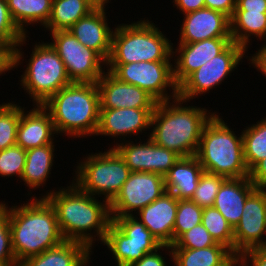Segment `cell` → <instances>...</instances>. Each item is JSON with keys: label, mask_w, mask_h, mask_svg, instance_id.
Masks as SVG:
<instances>
[{"label": "cell", "mask_w": 266, "mask_h": 266, "mask_svg": "<svg viewBox=\"0 0 266 266\" xmlns=\"http://www.w3.org/2000/svg\"><path fill=\"white\" fill-rule=\"evenodd\" d=\"M15 50L16 48L0 46V75H6V71L15 69Z\"/></svg>", "instance_id": "obj_44"}, {"label": "cell", "mask_w": 266, "mask_h": 266, "mask_svg": "<svg viewBox=\"0 0 266 266\" xmlns=\"http://www.w3.org/2000/svg\"><path fill=\"white\" fill-rule=\"evenodd\" d=\"M153 22L143 19L113 28L111 52L106 64L171 61L173 43Z\"/></svg>", "instance_id": "obj_6"}, {"label": "cell", "mask_w": 266, "mask_h": 266, "mask_svg": "<svg viewBox=\"0 0 266 266\" xmlns=\"http://www.w3.org/2000/svg\"><path fill=\"white\" fill-rule=\"evenodd\" d=\"M266 189H255L246 199L234 228V254L266 247ZM265 235V236H264Z\"/></svg>", "instance_id": "obj_14"}, {"label": "cell", "mask_w": 266, "mask_h": 266, "mask_svg": "<svg viewBox=\"0 0 266 266\" xmlns=\"http://www.w3.org/2000/svg\"><path fill=\"white\" fill-rule=\"evenodd\" d=\"M242 130L244 159L249 172L266 158V117Z\"/></svg>", "instance_id": "obj_31"}, {"label": "cell", "mask_w": 266, "mask_h": 266, "mask_svg": "<svg viewBox=\"0 0 266 266\" xmlns=\"http://www.w3.org/2000/svg\"><path fill=\"white\" fill-rule=\"evenodd\" d=\"M203 208L190 199H178L176 220L173 228V244L186 231L201 224Z\"/></svg>", "instance_id": "obj_35"}, {"label": "cell", "mask_w": 266, "mask_h": 266, "mask_svg": "<svg viewBox=\"0 0 266 266\" xmlns=\"http://www.w3.org/2000/svg\"><path fill=\"white\" fill-rule=\"evenodd\" d=\"M255 189L249 177L226 179L219 188L213 207L234 229L240 222L247 197Z\"/></svg>", "instance_id": "obj_23"}, {"label": "cell", "mask_w": 266, "mask_h": 266, "mask_svg": "<svg viewBox=\"0 0 266 266\" xmlns=\"http://www.w3.org/2000/svg\"><path fill=\"white\" fill-rule=\"evenodd\" d=\"M104 241L117 266H130L162 245L135 216L111 217Z\"/></svg>", "instance_id": "obj_9"}, {"label": "cell", "mask_w": 266, "mask_h": 266, "mask_svg": "<svg viewBox=\"0 0 266 266\" xmlns=\"http://www.w3.org/2000/svg\"><path fill=\"white\" fill-rule=\"evenodd\" d=\"M39 198L30 197L29 203L8 208L12 249L18 264L65 241L54 207L46 198Z\"/></svg>", "instance_id": "obj_2"}, {"label": "cell", "mask_w": 266, "mask_h": 266, "mask_svg": "<svg viewBox=\"0 0 266 266\" xmlns=\"http://www.w3.org/2000/svg\"><path fill=\"white\" fill-rule=\"evenodd\" d=\"M27 37L29 36L24 35L12 20L7 0H0V46L16 48L15 68L22 64L21 61L24 60L20 46H24Z\"/></svg>", "instance_id": "obj_32"}, {"label": "cell", "mask_w": 266, "mask_h": 266, "mask_svg": "<svg viewBox=\"0 0 266 266\" xmlns=\"http://www.w3.org/2000/svg\"><path fill=\"white\" fill-rule=\"evenodd\" d=\"M231 42L232 38H210L189 44H178L176 49L173 48L174 80L177 86L179 87L199 67L220 54Z\"/></svg>", "instance_id": "obj_19"}, {"label": "cell", "mask_w": 266, "mask_h": 266, "mask_svg": "<svg viewBox=\"0 0 266 266\" xmlns=\"http://www.w3.org/2000/svg\"><path fill=\"white\" fill-rule=\"evenodd\" d=\"M91 260L89 259L83 266H87Z\"/></svg>", "instance_id": "obj_50"}, {"label": "cell", "mask_w": 266, "mask_h": 266, "mask_svg": "<svg viewBox=\"0 0 266 266\" xmlns=\"http://www.w3.org/2000/svg\"><path fill=\"white\" fill-rule=\"evenodd\" d=\"M247 50L231 42L220 54L193 72L179 87L178 97L187 103L221 85L237 69Z\"/></svg>", "instance_id": "obj_12"}, {"label": "cell", "mask_w": 266, "mask_h": 266, "mask_svg": "<svg viewBox=\"0 0 266 266\" xmlns=\"http://www.w3.org/2000/svg\"><path fill=\"white\" fill-rule=\"evenodd\" d=\"M167 250L174 266H238V256L220 243L200 249L168 246Z\"/></svg>", "instance_id": "obj_24"}, {"label": "cell", "mask_w": 266, "mask_h": 266, "mask_svg": "<svg viewBox=\"0 0 266 266\" xmlns=\"http://www.w3.org/2000/svg\"><path fill=\"white\" fill-rule=\"evenodd\" d=\"M266 41V39L264 40ZM265 44H262L261 46L266 50V42H264Z\"/></svg>", "instance_id": "obj_49"}, {"label": "cell", "mask_w": 266, "mask_h": 266, "mask_svg": "<svg viewBox=\"0 0 266 266\" xmlns=\"http://www.w3.org/2000/svg\"><path fill=\"white\" fill-rule=\"evenodd\" d=\"M165 249H168V245H162L154 252L146 254L140 260L133 262L130 266H168V264L165 261L166 256L163 257L162 252L159 251V250L163 251Z\"/></svg>", "instance_id": "obj_41"}, {"label": "cell", "mask_w": 266, "mask_h": 266, "mask_svg": "<svg viewBox=\"0 0 266 266\" xmlns=\"http://www.w3.org/2000/svg\"><path fill=\"white\" fill-rule=\"evenodd\" d=\"M205 8L219 11L231 19L235 12L236 0H205Z\"/></svg>", "instance_id": "obj_42"}, {"label": "cell", "mask_w": 266, "mask_h": 266, "mask_svg": "<svg viewBox=\"0 0 266 266\" xmlns=\"http://www.w3.org/2000/svg\"><path fill=\"white\" fill-rule=\"evenodd\" d=\"M8 206L5 201L0 202V263L3 266H18L12 249Z\"/></svg>", "instance_id": "obj_38"}, {"label": "cell", "mask_w": 266, "mask_h": 266, "mask_svg": "<svg viewBox=\"0 0 266 266\" xmlns=\"http://www.w3.org/2000/svg\"><path fill=\"white\" fill-rule=\"evenodd\" d=\"M42 106L49 112L57 135L64 133L70 138L95 136L100 115L96 83L72 82Z\"/></svg>", "instance_id": "obj_4"}, {"label": "cell", "mask_w": 266, "mask_h": 266, "mask_svg": "<svg viewBox=\"0 0 266 266\" xmlns=\"http://www.w3.org/2000/svg\"><path fill=\"white\" fill-rule=\"evenodd\" d=\"M94 8L86 0H53L51 16L45 25L46 30H68Z\"/></svg>", "instance_id": "obj_30"}, {"label": "cell", "mask_w": 266, "mask_h": 266, "mask_svg": "<svg viewBox=\"0 0 266 266\" xmlns=\"http://www.w3.org/2000/svg\"><path fill=\"white\" fill-rule=\"evenodd\" d=\"M14 103L13 101L0 104V150L16 145L21 106Z\"/></svg>", "instance_id": "obj_34"}, {"label": "cell", "mask_w": 266, "mask_h": 266, "mask_svg": "<svg viewBox=\"0 0 266 266\" xmlns=\"http://www.w3.org/2000/svg\"><path fill=\"white\" fill-rule=\"evenodd\" d=\"M266 266V249H250L238 256V266Z\"/></svg>", "instance_id": "obj_40"}, {"label": "cell", "mask_w": 266, "mask_h": 266, "mask_svg": "<svg viewBox=\"0 0 266 266\" xmlns=\"http://www.w3.org/2000/svg\"><path fill=\"white\" fill-rule=\"evenodd\" d=\"M100 109L156 108L158 101L147 91L117 79L110 71L97 81Z\"/></svg>", "instance_id": "obj_16"}, {"label": "cell", "mask_w": 266, "mask_h": 266, "mask_svg": "<svg viewBox=\"0 0 266 266\" xmlns=\"http://www.w3.org/2000/svg\"><path fill=\"white\" fill-rule=\"evenodd\" d=\"M179 44H189L210 38H231L230 18L208 8L184 14Z\"/></svg>", "instance_id": "obj_18"}, {"label": "cell", "mask_w": 266, "mask_h": 266, "mask_svg": "<svg viewBox=\"0 0 266 266\" xmlns=\"http://www.w3.org/2000/svg\"><path fill=\"white\" fill-rule=\"evenodd\" d=\"M173 65L171 61L106 64L108 71L117 79L147 91L158 102L169 101L178 97V86L174 80ZM167 88L169 91L170 89L173 90L172 93L169 94Z\"/></svg>", "instance_id": "obj_10"}, {"label": "cell", "mask_w": 266, "mask_h": 266, "mask_svg": "<svg viewBox=\"0 0 266 266\" xmlns=\"http://www.w3.org/2000/svg\"><path fill=\"white\" fill-rule=\"evenodd\" d=\"M177 207L178 198L165 191L158 199L133 216L145 225L161 245L172 246Z\"/></svg>", "instance_id": "obj_20"}, {"label": "cell", "mask_w": 266, "mask_h": 266, "mask_svg": "<svg viewBox=\"0 0 266 266\" xmlns=\"http://www.w3.org/2000/svg\"><path fill=\"white\" fill-rule=\"evenodd\" d=\"M225 180L222 176L204 171L190 200L202 208L213 207L219 188Z\"/></svg>", "instance_id": "obj_36"}, {"label": "cell", "mask_w": 266, "mask_h": 266, "mask_svg": "<svg viewBox=\"0 0 266 266\" xmlns=\"http://www.w3.org/2000/svg\"><path fill=\"white\" fill-rule=\"evenodd\" d=\"M26 163V150L18 145L0 150V175L1 177L22 178Z\"/></svg>", "instance_id": "obj_37"}, {"label": "cell", "mask_w": 266, "mask_h": 266, "mask_svg": "<svg viewBox=\"0 0 266 266\" xmlns=\"http://www.w3.org/2000/svg\"><path fill=\"white\" fill-rule=\"evenodd\" d=\"M33 106L27 112L21 107L16 145L24 150L53 144L54 134L57 135L49 112L42 105Z\"/></svg>", "instance_id": "obj_21"}, {"label": "cell", "mask_w": 266, "mask_h": 266, "mask_svg": "<svg viewBox=\"0 0 266 266\" xmlns=\"http://www.w3.org/2000/svg\"><path fill=\"white\" fill-rule=\"evenodd\" d=\"M173 3L182 14L205 8V0H173Z\"/></svg>", "instance_id": "obj_46"}, {"label": "cell", "mask_w": 266, "mask_h": 266, "mask_svg": "<svg viewBox=\"0 0 266 266\" xmlns=\"http://www.w3.org/2000/svg\"><path fill=\"white\" fill-rule=\"evenodd\" d=\"M49 34L52 35L49 44L64 62L71 82L97 83L105 72L106 61L96 51L82 45L69 30Z\"/></svg>", "instance_id": "obj_11"}, {"label": "cell", "mask_w": 266, "mask_h": 266, "mask_svg": "<svg viewBox=\"0 0 266 266\" xmlns=\"http://www.w3.org/2000/svg\"><path fill=\"white\" fill-rule=\"evenodd\" d=\"M249 179L257 189H266V158L249 172Z\"/></svg>", "instance_id": "obj_43"}, {"label": "cell", "mask_w": 266, "mask_h": 266, "mask_svg": "<svg viewBox=\"0 0 266 266\" xmlns=\"http://www.w3.org/2000/svg\"><path fill=\"white\" fill-rule=\"evenodd\" d=\"M106 9H94L68 30L87 48L96 51L105 61L111 52L113 29L109 27Z\"/></svg>", "instance_id": "obj_22"}, {"label": "cell", "mask_w": 266, "mask_h": 266, "mask_svg": "<svg viewBox=\"0 0 266 266\" xmlns=\"http://www.w3.org/2000/svg\"><path fill=\"white\" fill-rule=\"evenodd\" d=\"M94 9H105L110 1L108 0H86Z\"/></svg>", "instance_id": "obj_48"}, {"label": "cell", "mask_w": 266, "mask_h": 266, "mask_svg": "<svg viewBox=\"0 0 266 266\" xmlns=\"http://www.w3.org/2000/svg\"><path fill=\"white\" fill-rule=\"evenodd\" d=\"M54 146L56 145L53 143L26 150V163L21 179L29 189L35 190L46 184L54 164Z\"/></svg>", "instance_id": "obj_27"}, {"label": "cell", "mask_w": 266, "mask_h": 266, "mask_svg": "<svg viewBox=\"0 0 266 266\" xmlns=\"http://www.w3.org/2000/svg\"><path fill=\"white\" fill-rule=\"evenodd\" d=\"M231 22V38L248 51L250 37L266 39V12L235 11Z\"/></svg>", "instance_id": "obj_29"}, {"label": "cell", "mask_w": 266, "mask_h": 266, "mask_svg": "<svg viewBox=\"0 0 266 266\" xmlns=\"http://www.w3.org/2000/svg\"><path fill=\"white\" fill-rule=\"evenodd\" d=\"M114 148L125 160L131 172H149L164 176L181 158L176 152L156 145L148 136L147 142L120 141ZM128 142V143H127Z\"/></svg>", "instance_id": "obj_15"}, {"label": "cell", "mask_w": 266, "mask_h": 266, "mask_svg": "<svg viewBox=\"0 0 266 266\" xmlns=\"http://www.w3.org/2000/svg\"><path fill=\"white\" fill-rule=\"evenodd\" d=\"M235 11L266 12V0H236Z\"/></svg>", "instance_id": "obj_45"}, {"label": "cell", "mask_w": 266, "mask_h": 266, "mask_svg": "<svg viewBox=\"0 0 266 266\" xmlns=\"http://www.w3.org/2000/svg\"><path fill=\"white\" fill-rule=\"evenodd\" d=\"M165 191L164 176L143 171L131 172L120 192L109 203L111 217L133 216Z\"/></svg>", "instance_id": "obj_13"}, {"label": "cell", "mask_w": 266, "mask_h": 266, "mask_svg": "<svg viewBox=\"0 0 266 266\" xmlns=\"http://www.w3.org/2000/svg\"><path fill=\"white\" fill-rule=\"evenodd\" d=\"M66 188L50 190L42 198L54 207L65 241L83 243L92 251L96 239L102 244L112 221L109 202L97 200L98 197L81 190L73 181ZM92 230L96 232L94 235Z\"/></svg>", "instance_id": "obj_1"}, {"label": "cell", "mask_w": 266, "mask_h": 266, "mask_svg": "<svg viewBox=\"0 0 266 266\" xmlns=\"http://www.w3.org/2000/svg\"><path fill=\"white\" fill-rule=\"evenodd\" d=\"M155 108L100 109L96 136L119 137L122 141L151 127V117ZM125 136V137H124Z\"/></svg>", "instance_id": "obj_17"}, {"label": "cell", "mask_w": 266, "mask_h": 266, "mask_svg": "<svg viewBox=\"0 0 266 266\" xmlns=\"http://www.w3.org/2000/svg\"><path fill=\"white\" fill-rule=\"evenodd\" d=\"M254 55L249 58V62L266 77V50L261 46Z\"/></svg>", "instance_id": "obj_47"}, {"label": "cell", "mask_w": 266, "mask_h": 266, "mask_svg": "<svg viewBox=\"0 0 266 266\" xmlns=\"http://www.w3.org/2000/svg\"><path fill=\"white\" fill-rule=\"evenodd\" d=\"M92 251L83 243L64 241L55 248L26 258L18 266H83Z\"/></svg>", "instance_id": "obj_26"}, {"label": "cell", "mask_w": 266, "mask_h": 266, "mask_svg": "<svg viewBox=\"0 0 266 266\" xmlns=\"http://www.w3.org/2000/svg\"><path fill=\"white\" fill-rule=\"evenodd\" d=\"M26 70L21 75V88L33 99L34 105H43L60 89L71 84L64 62L49 42L33 45Z\"/></svg>", "instance_id": "obj_8"}, {"label": "cell", "mask_w": 266, "mask_h": 266, "mask_svg": "<svg viewBox=\"0 0 266 266\" xmlns=\"http://www.w3.org/2000/svg\"><path fill=\"white\" fill-rule=\"evenodd\" d=\"M239 135L236 136L217 112L212 116L203 128L195 155L204 171L226 179L249 177L242 134Z\"/></svg>", "instance_id": "obj_5"}, {"label": "cell", "mask_w": 266, "mask_h": 266, "mask_svg": "<svg viewBox=\"0 0 266 266\" xmlns=\"http://www.w3.org/2000/svg\"><path fill=\"white\" fill-rule=\"evenodd\" d=\"M53 0H7L12 20L26 35L28 25L41 24L45 27L52 11Z\"/></svg>", "instance_id": "obj_28"}, {"label": "cell", "mask_w": 266, "mask_h": 266, "mask_svg": "<svg viewBox=\"0 0 266 266\" xmlns=\"http://www.w3.org/2000/svg\"><path fill=\"white\" fill-rule=\"evenodd\" d=\"M215 240L209 231L202 225H196L183 233L171 248L200 249L215 245Z\"/></svg>", "instance_id": "obj_39"}, {"label": "cell", "mask_w": 266, "mask_h": 266, "mask_svg": "<svg viewBox=\"0 0 266 266\" xmlns=\"http://www.w3.org/2000/svg\"><path fill=\"white\" fill-rule=\"evenodd\" d=\"M201 224L216 243L226 246L234 253V229L216 208H203Z\"/></svg>", "instance_id": "obj_33"}, {"label": "cell", "mask_w": 266, "mask_h": 266, "mask_svg": "<svg viewBox=\"0 0 266 266\" xmlns=\"http://www.w3.org/2000/svg\"><path fill=\"white\" fill-rule=\"evenodd\" d=\"M185 100L158 102L151 117V140L181 157L195 156L206 123L216 112L198 106H182ZM208 112V113H207Z\"/></svg>", "instance_id": "obj_3"}, {"label": "cell", "mask_w": 266, "mask_h": 266, "mask_svg": "<svg viewBox=\"0 0 266 266\" xmlns=\"http://www.w3.org/2000/svg\"><path fill=\"white\" fill-rule=\"evenodd\" d=\"M75 178L72 180L81 190L89 195L101 196L109 203L120 192L131 173L125 160L114 149L88 154L78 163Z\"/></svg>", "instance_id": "obj_7"}, {"label": "cell", "mask_w": 266, "mask_h": 266, "mask_svg": "<svg viewBox=\"0 0 266 266\" xmlns=\"http://www.w3.org/2000/svg\"><path fill=\"white\" fill-rule=\"evenodd\" d=\"M203 172L196 156L181 157L164 175L165 189L178 199H191Z\"/></svg>", "instance_id": "obj_25"}]
</instances>
